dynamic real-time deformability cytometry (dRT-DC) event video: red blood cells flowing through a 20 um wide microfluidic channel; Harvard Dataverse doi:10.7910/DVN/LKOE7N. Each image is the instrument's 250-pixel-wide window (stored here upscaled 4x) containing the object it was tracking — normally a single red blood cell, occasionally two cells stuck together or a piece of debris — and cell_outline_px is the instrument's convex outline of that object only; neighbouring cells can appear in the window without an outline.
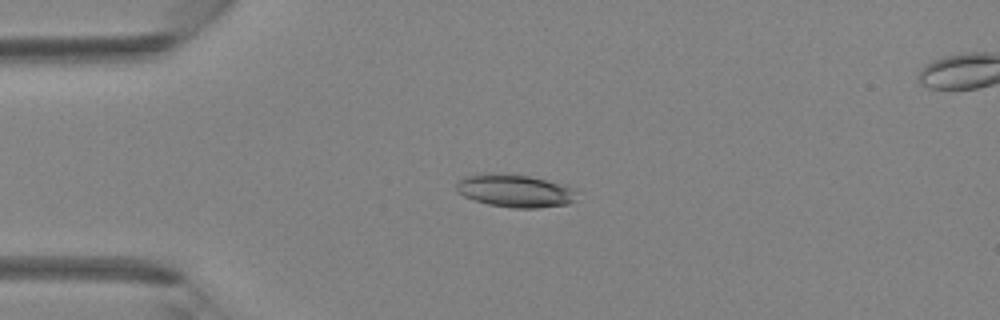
{"species": "Egyptian fruit bat (a non-hibernating species)", "species_latin": "Rousettus aegyptiacus", "temperature_condition": "room temperature", "stored_images_in_passage": 43, "camera_frame_rate_fps": 3000, "um_per_image_px": 0.085, "animal": {"sex": "female"}, "frame": {"image": 1, "passage_image": 11, "time_ms": 3.333, "image_size_px": [1000, 320], "cell_outline_px": [[576, 188], [572, 200], [568, 204], [536, 208], [512, 208], [488, 204], [464, 196], [456, 188], [456, 184], [464, 176], [488, 172], [528, 176]], "centroid_in_image_um": [43.73, 16.21], "position_along_channel_um": 41.3, "area_um2": 22.66}}
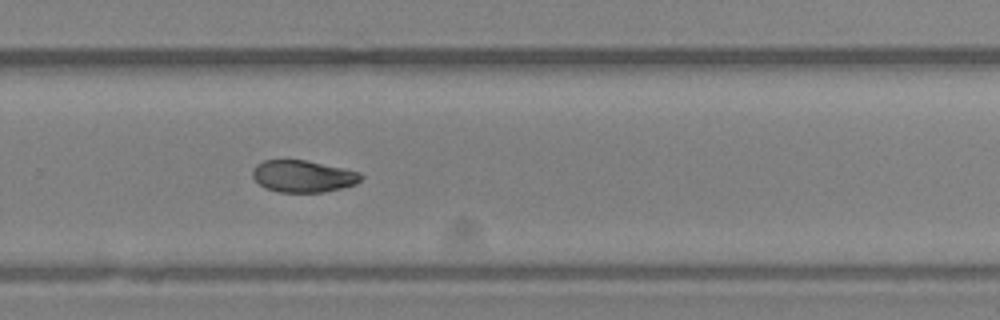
{"frame": {"image": 2, "passage_image": 29, "time_ms": 9.333, "image_size_px": [1000, 320], "cell_outline_px": [[364, 176], [356, 184], [324, 192], [280, 192], [264, 188], [252, 176], [252, 168], [256, 164], [264, 160], [304, 160], [360, 172]], "centroid_in_image_um": [25.73, 14.98], "position_along_channel_um": 304.1, "area_um2": 20.06}}
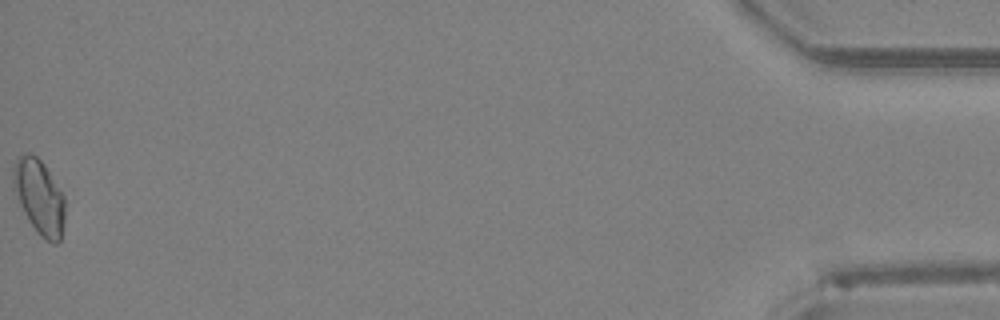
{"frame": {"image": 3, "passage_image": 43, "time_ms": 14.0, "image_size_px": [1000, 320], "cell_outline_px": [[64, 220], [60, 240], [56, 244], [52, 244], [40, 236], [36, 232], [28, 220], [20, 204], [12, 176], [12, 168], [16, 156], [24, 152], [28, 152], [36, 156], [44, 164], [64, 196]], "centroid_in_image_um": [3.33, 16.71], "position_along_channel_um": 431.9, "area_um2": 22.43}}